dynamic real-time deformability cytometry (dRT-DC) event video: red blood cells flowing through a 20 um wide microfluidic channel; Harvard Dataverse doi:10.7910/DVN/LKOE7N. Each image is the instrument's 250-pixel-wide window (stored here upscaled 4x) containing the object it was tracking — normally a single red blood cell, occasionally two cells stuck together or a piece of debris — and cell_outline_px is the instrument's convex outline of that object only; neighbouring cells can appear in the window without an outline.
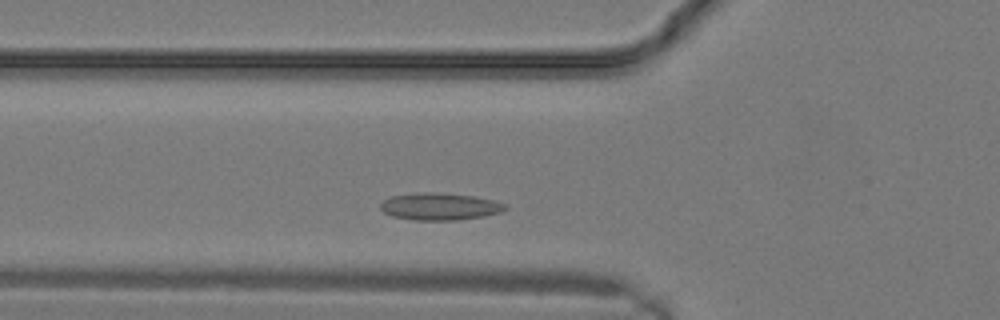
{"species": "common noctule bat (a hibernating species)", "species_latin": "Nyctalus noctula", "temperature_condition": "warm", "stored_images_in_passage": 5, "camera_frame_rate_fps": 3000, "um_per_image_px": 0.085, "animal": {"sex": "male", "body_mass_g": 19.2, "forearm_length_mm": 51.8}, "frame": {"image": 1, "passage_image": 3, "time_ms": 0.667, "image_size_px": [1000, 320], "cell_outline_px": [[508, 208], [500, 212], [484, 216], [456, 220], [416, 220], [392, 216], [384, 212], [380, 208], [380, 204], [384, 200], [392, 196], [416, 192], [440, 192], [472, 196], [492, 200], [504, 204]], "centroid_in_image_um": [37.35, 17.54], "position_along_channel_um": 88.4, "area_um2": 19.65}}
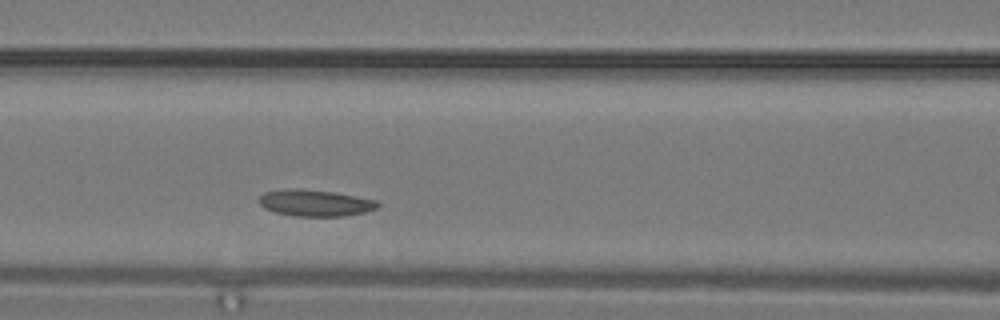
{"frame": {"image": 2, "passage_image": 5, "time_ms": 1.333, "image_size_px": [1000, 320], "cell_outline_px": [[380, 204], [376, 208], [364, 212], [344, 216], [296, 216], [276, 212], [264, 208], [260, 204], [260, 196], [264, 192], [288, 188], [300, 188], [332, 192], [376, 200]], "centroid_in_image_um": [26.76, 17.24], "position_along_channel_um": 139.8, "area_um2": 18.15}}